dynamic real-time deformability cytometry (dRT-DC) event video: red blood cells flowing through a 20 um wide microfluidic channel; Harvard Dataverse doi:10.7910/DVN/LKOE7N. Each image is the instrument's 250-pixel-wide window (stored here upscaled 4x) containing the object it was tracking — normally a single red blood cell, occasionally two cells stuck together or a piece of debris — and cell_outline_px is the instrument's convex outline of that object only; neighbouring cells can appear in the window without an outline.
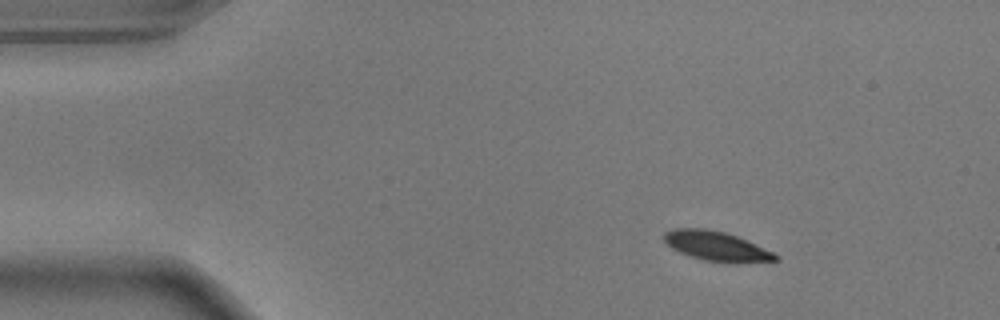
{"species": "common noctule bat (a hibernating species)", "species_latin": "Nyctalus noctula", "temperature_condition": "warm", "stored_images_in_passage": 49, "camera_frame_rate_fps": 3000, "um_per_image_px": 0.085, "animal": {"sex": "male", "body_mass_g": 17.9}, "frame": {"image": 1, "passage_image": 1, "time_ms": 0.0, "image_size_px": [1000, 320], "cell_outline_px": [[780, 260], [704, 260], [688, 256], [672, 248], [660, 236], [664, 232], [672, 228], [704, 228], [724, 232], [736, 236], [772, 252], [780, 256]], "centroid_in_image_um": [60.75, 20.86], "position_along_channel_um": 24.3, "area_um2": 18.26}}
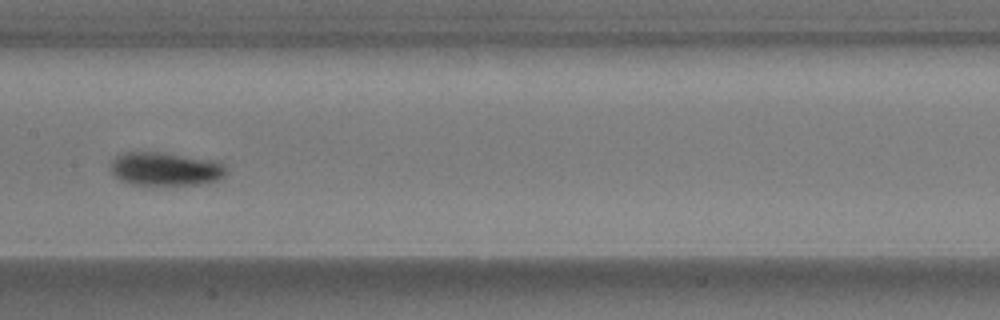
{"frame": {"image": 2, "passage_image": 21, "time_ms": 6.667, "image_size_px": [1000, 320], "cell_outline_px": [[228, 172], [224, 176], [216, 180], [200, 184], [132, 184], [120, 180], [112, 176], [108, 168], [112, 160], [116, 156], [124, 152], [164, 152], [212, 160], [220, 164]], "centroid_in_image_um": [13.97, 14.35], "position_along_channel_um": 193.4, "area_um2": 22.48}}
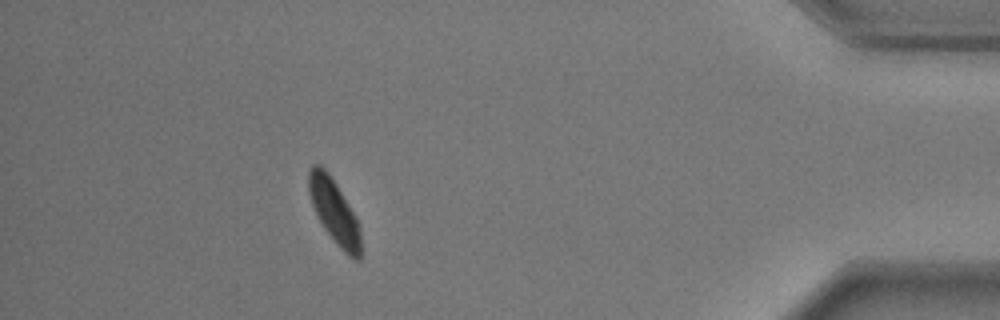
{"frame": {"image": 3, "passage_image": 43, "time_ms": 14.0, "image_size_px": [1000, 320], "cell_outline_px": [[360, 260], [356, 260], [348, 256], [336, 244], [324, 228], [316, 216], [308, 192], [308, 172], [312, 164], [320, 164], [328, 172], [336, 184], [356, 216], [360, 228]], "centroid_in_image_um": [28.39, 17.96], "position_along_channel_um": 406.8, "area_um2": 19.54}, "authors_computed_cell_mechanics": {"area_um2": 20.1722, "velocity_mm_per_s": 3.6152, "shape_relaxation_time_tau1_ms": 2.3228, "shape_relaxation_time_tau2_ms": null, "deformation_change_tau1": 0.1565, "deformation_change_tau2": null}}